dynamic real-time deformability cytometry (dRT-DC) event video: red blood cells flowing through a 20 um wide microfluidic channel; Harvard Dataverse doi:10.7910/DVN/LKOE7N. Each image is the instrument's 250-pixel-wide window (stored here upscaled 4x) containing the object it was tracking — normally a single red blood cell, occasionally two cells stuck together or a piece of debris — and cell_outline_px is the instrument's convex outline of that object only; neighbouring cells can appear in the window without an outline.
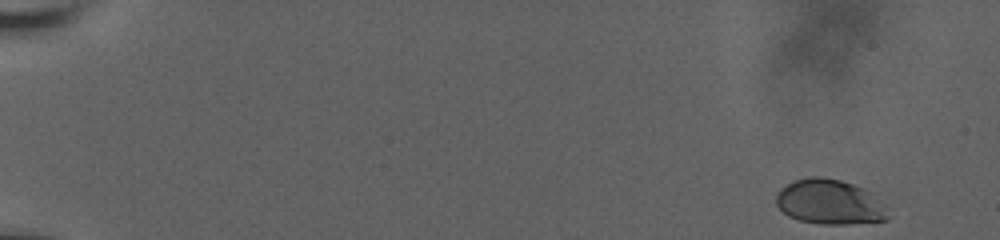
{"species": "human", "species_latin": "Homo sapiens", "temperature_condition": "room temperature", "stored_images_in_passage": 20, "camera_frame_rate_fps": 3000, "um_per_image_px": 0.085, "donor": {"sex": "male"}, "frame": {"image": 1, "passage_image": 2, "time_ms": 0.333, "image_size_px": [1000, 240], "cell_outline_px": [[888, 220], [848, 224], [820, 224], [800, 220], [788, 216], [776, 204], [776, 196], [780, 188], [796, 180], [808, 176], [820, 176], [840, 180], [864, 188], [884, 204]], "centroid_in_image_um": [70.5, 17.17], "position_along_channel_um": 14.5, "area_um2": 29.07}}
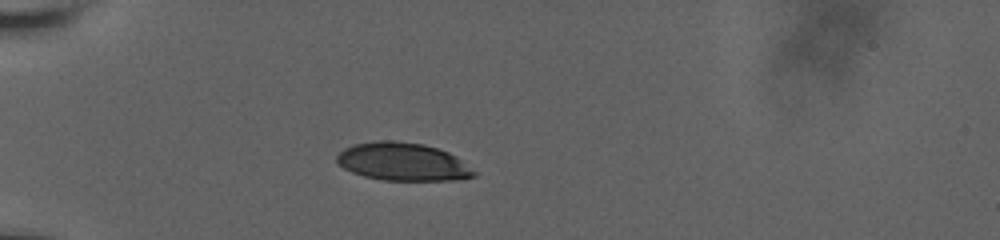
{"frame": {"image": 2, "passage_image": 15, "time_ms": 5.333, "image_size_px": [1000, 240], "cell_outline_px": [[476, 176], [452, 180], [384, 180], [364, 176], [352, 172], [344, 168], [336, 160], [336, 156], [344, 148], [356, 144], [380, 140], [392, 140], [424, 144], [448, 152], [456, 156], [476, 172]], "centroid_in_image_um": [34.23, 13.75], "position_along_channel_um": 50.8, "area_um2": 30.11}}
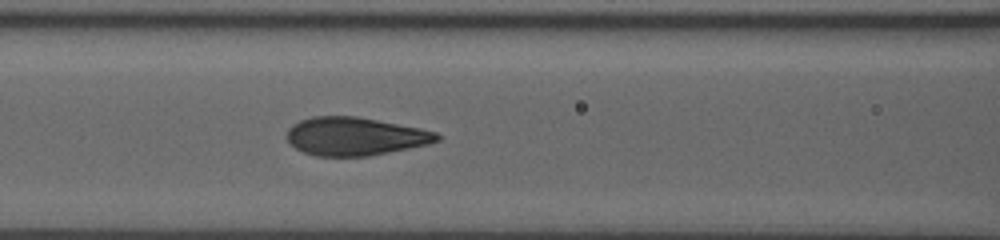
{"frame": {"image": 3, "passage_image": 20, "time_ms": 8.333, "image_size_px": [1000, 240], "cell_outline_px": [[440, 140], [428, 144], [368, 156], [316, 156], [304, 152], [296, 148], [288, 140], [288, 128], [292, 124], [300, 120], [312, 116], [356, 116], [420, 128], [436, 132], [440, 136]], "centroid_in_image_um": [30.17, 11.58], "position_along_channel_um": 136.4, "area_um2": 33.18}}